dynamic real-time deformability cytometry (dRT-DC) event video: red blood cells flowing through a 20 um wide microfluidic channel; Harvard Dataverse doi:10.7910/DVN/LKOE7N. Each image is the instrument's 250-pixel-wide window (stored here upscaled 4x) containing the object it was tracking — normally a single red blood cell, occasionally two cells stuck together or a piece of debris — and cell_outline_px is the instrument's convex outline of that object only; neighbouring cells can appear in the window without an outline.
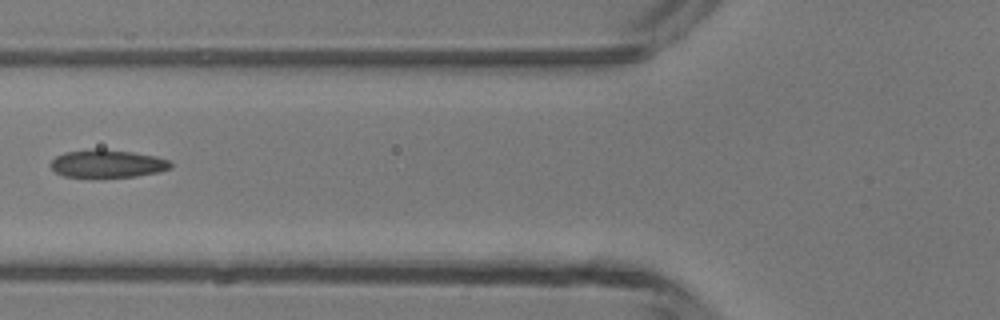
{"species": "common noctule bat (a hibernating species)", "species_latin": "Nyctalus noctula", "temperature_condition": "room temperature", "stored_images_in_passage": 3, "camera_frame_rate_fps": 3000, "um_per_image_px": 0.085, "animal": {"sex": "male", "body_mass_g": 13.3}, "frame": {"image": 1, "passage_image": 3, "time_ms": 2.0, "image_size_px": [1000, 320], "cell_outline_px": [[172, 168], [160, 172], [136, 176], [64, 176], [56, 172], [52, 168], [52, 160], [56, 156], [64, 152], [96, 148], [132, 152], [156, 156], [168, 160], [172, 164]], "centroid_in_image_um": [9.17, 13.89], "position_along_channel_um": 116.6, "area_um2": 19.19}}